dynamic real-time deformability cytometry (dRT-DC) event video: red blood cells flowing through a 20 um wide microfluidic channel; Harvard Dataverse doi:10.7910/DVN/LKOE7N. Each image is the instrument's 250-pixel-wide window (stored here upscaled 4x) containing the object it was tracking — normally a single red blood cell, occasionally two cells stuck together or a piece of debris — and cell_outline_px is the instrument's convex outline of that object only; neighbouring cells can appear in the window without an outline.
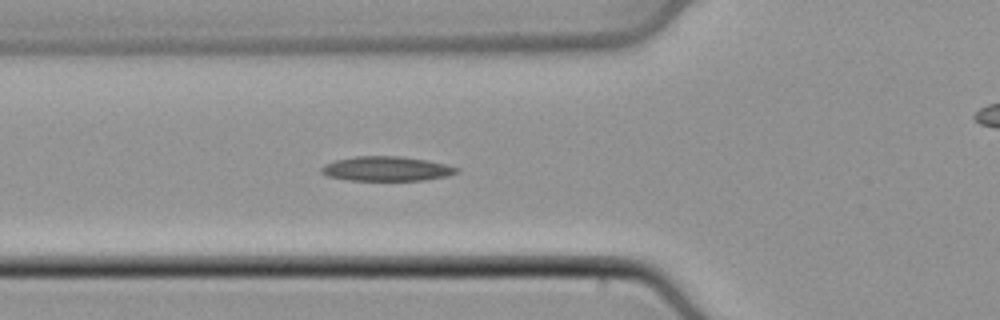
{"species": "common noctule bat (a hibernating species)", "species_latin": "Nyctalus noctula", "temperature_condition": "cold", "stored_images_in_passage": 38, "camera_frame_rate_fps": 3000, "um_per_image_px": 0.085, "animal": {"sex": "male", "body_mass_g": 21.5, "forearm_length_mm": 52.0}, "frame": {"image": 1, "passage_image": 6, "time_ms": 1.667, "image_size_px": [1000, 320], "cell_outline_px": [[460, 172], [448, 176], [424, 180], [348, 180], [328, 176], [320, 172], [320, 168], [324, 164], [336, 160], [356, 156], [400, 156], [428, 160], [460, 168]], "centroid_in_image_um": [32.87, 14.34], "position_along_channel_um": 92.9, "area_um2": 19.42}}
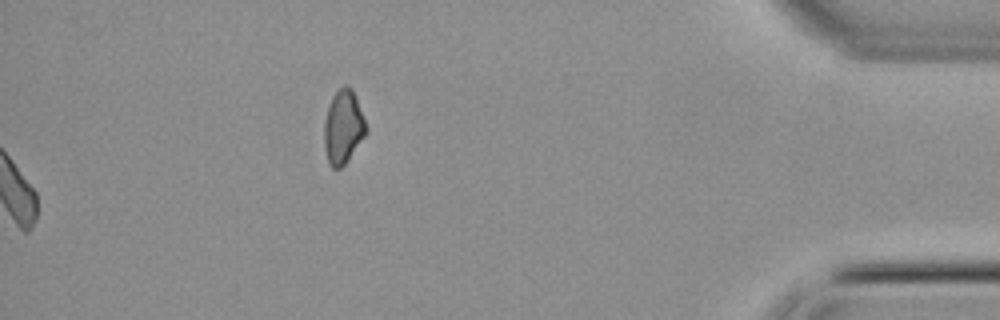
{"frame": {"image": 2, "passage_image": 38, "time_ms": 12.333, "image_size_px": [1000, 320], "cell_outline_px": [[368, 132], [344, 164], [340, 168], [332, 168], [328, 164], [324, 148], [324, 124], [328, 108], [332, 96], [344, 84], [348, 84], [352, 88], [356, 96], [368, 128]], "centroid_in_image_um": [29.18, 10.78], "position_along_channel_um": 406.0, "area_um2": 18.09}}